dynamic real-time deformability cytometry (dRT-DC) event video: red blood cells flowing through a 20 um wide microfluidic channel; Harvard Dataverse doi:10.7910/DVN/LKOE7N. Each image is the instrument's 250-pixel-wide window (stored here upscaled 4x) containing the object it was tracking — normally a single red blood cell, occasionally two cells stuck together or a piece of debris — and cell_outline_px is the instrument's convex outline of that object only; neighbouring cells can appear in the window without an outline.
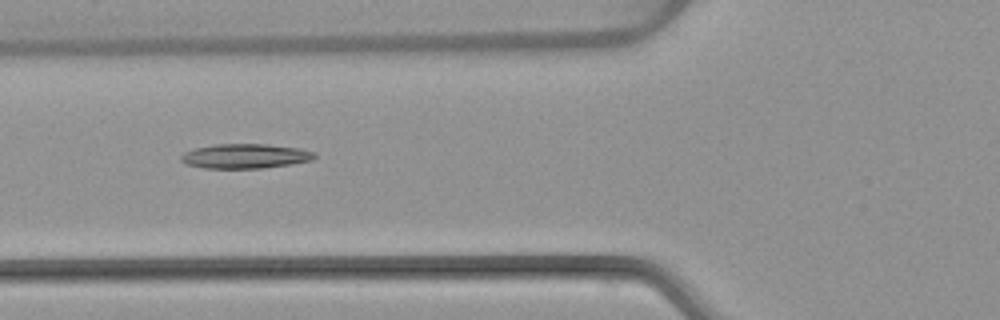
{"species": "common noctule bat (a hibernating species)", "species_latin": "Nyctalus noctula", "temperature_condition": "warm", "stored_images_in_passage": 4, "camera_frame_rate_fps": 3000, "um_per_image_px": 0.085, "animal": {"sex": "female", "body_mass_g": 22.7, "forearm_length_mm": 54.2}, "frame": {"image": 1, "passage_image": 3, "time_ms": 2.333, "image_size_px": [1000, 320], "cell_outline_px": [[316, 156], [312, 160], [292, 164], [264, 168], [204, 168], [184, 164], [180, 160], [180, 156], [184, 152], [192, 148], [216, 144], [268, 144], [300, 148], [316, 152]], "centroid_in_image_um": [20.83, 13.27], "position_along_channel_um": 105.0, "area_um2": 19.42}}
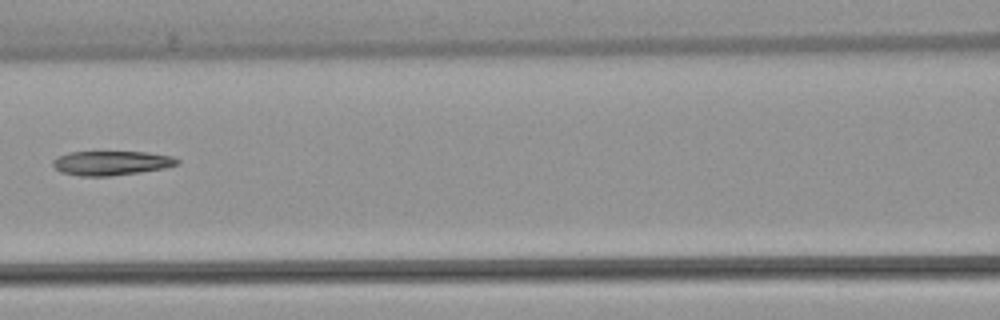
{"frame": {"image": 2, "passage_image": 4, "time_ms": 3.667, "image_size_px": [1000, 320], "cell_outline_px": [[180, 164], [164, 168], [140, 172], [108, 176], [80, 176], [60, 172], [52, 164], [52, 160], [68, 152], [148, 152], [172, 156], [180, 160]], "centroid_in_image_um": [9.48, 13.85], "position_along_channel_um": 157.1, "area_um2": 17.63}}